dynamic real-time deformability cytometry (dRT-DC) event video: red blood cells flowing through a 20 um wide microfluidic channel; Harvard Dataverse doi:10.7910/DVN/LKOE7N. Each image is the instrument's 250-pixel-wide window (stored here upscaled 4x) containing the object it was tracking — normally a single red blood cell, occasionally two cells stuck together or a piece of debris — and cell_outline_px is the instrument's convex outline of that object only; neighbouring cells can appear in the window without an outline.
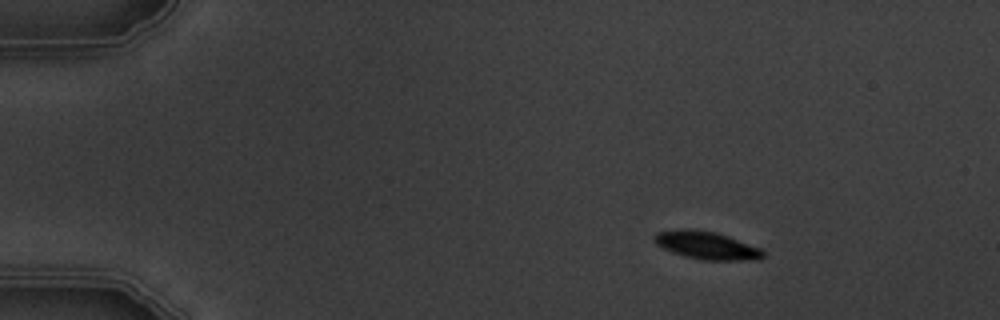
{"species": "common noctule bat (a hibernating species)", "species_latin": "Nyctalus noctula", "temperature_condition": "warm", "stored_images_in_passage": 8, "camera_frame_rate_fps": 3000, "um_per_image_px": 0.085, "animal": {"sex": "male", "body_mass_g": 19.5, "forearm_length_mm": 54.6}, "frame": {"image": 1, "passage_image": 1, "time_ms": 0.0, "image_size_px": [1000, 320], "cell_outline_px": [[764, 256], [760, 260], [700, 260], [684, 256], [664, 248], [656, 244], [652, 240], [652, 236], [656, 232], [680, 228], [696, 228], [716, 232], [728, 236], [760, 248], [764, 252]], "centroid_in_image_um": [60.03, 20.84], "position_along_channel_um": 25.0, "area_um2": 17.92}}
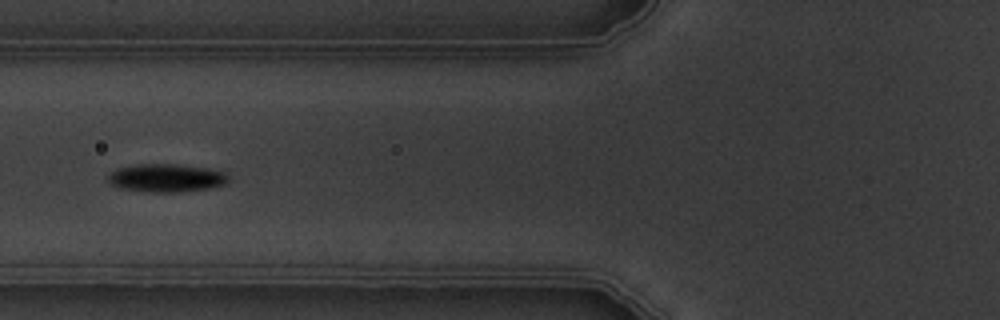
{"frame": {"image": 2, "passage_image": 5, "time_ms": 4.667, "image_size_px": [1000, 320], "cell_outline_px": [[228, 180], [224, 184], [208, 188], [180, 192], [148, 192], [120, 188], [112, 184], [108, 180], [108, 176], [112, 172], [120, 168], [136, 164], [176, 164], [204, 168], [224, 172], [228, 176]], "centroid_in_image_um": [14.12, 15.13], "position_along_channel_um": 111.7, "area_um2": 19.42}}
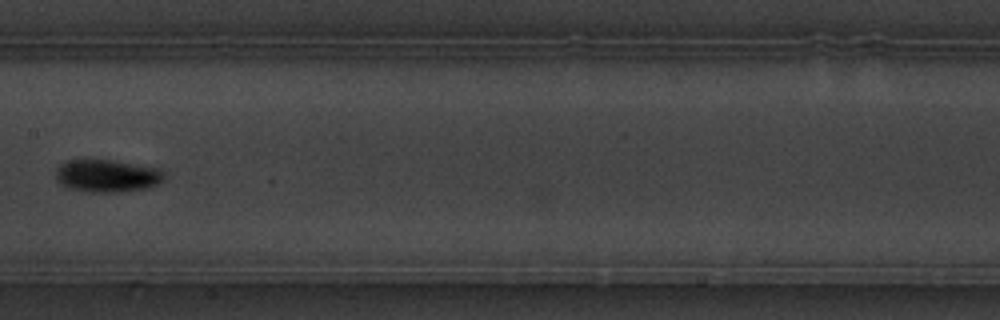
{"frame": {"image": 3, "passage_image": 7, "time_ms": 7.0, "image_size_px": [1000, 320], "cell_outline_px": [[164, 180], [148, 188], [116, 192], [84, 192], [68, 188], [60, 184], [56, 180], [56, 168], [60, 164], [68, 160], [108, 160], [160, 168], [164, 172]], "centroid_in_image_um": [9.08, 14.95], "position_along_channel_um": 198.3, "area_um2": 20.63}}